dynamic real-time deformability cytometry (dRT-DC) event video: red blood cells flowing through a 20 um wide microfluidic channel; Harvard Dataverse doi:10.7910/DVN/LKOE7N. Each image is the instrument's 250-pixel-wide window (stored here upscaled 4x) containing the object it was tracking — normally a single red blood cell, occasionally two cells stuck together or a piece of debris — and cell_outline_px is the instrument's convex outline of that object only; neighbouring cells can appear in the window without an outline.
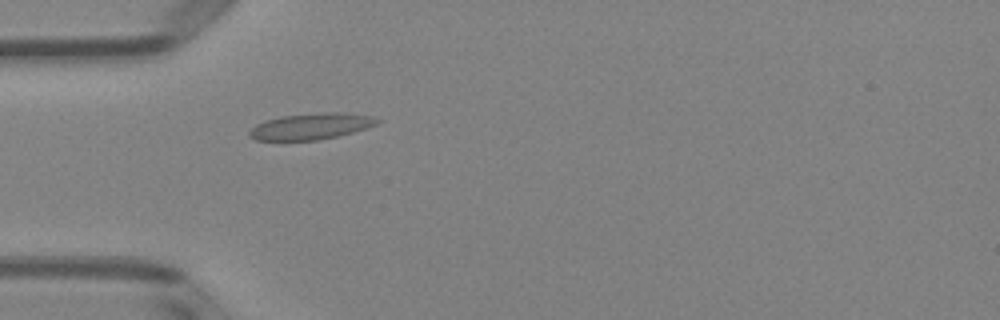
{"species": "Egyptian fruit bat (a non-hibernating species)", "species_latin": "Rousettus aegyptiacus", "temperature_condition": "room temperature", "stored_images_in_passage": 1, "camera_frame_rate_fps": 3000, "um_per_image_px": 0.085, "animal": {"sex": "female"}, "frame": {"image": 1, "passage_image": 1, "time_ms": 0.0, "image_size_px": [1000, 320], "cell_outline_px": [[380, 120], [376, 124], [352, 132], [336, 136], [316, 140], [256, 140], [248, 136], [248, 132], [256, 124], [264, 120], [280, 116], [324, 112], [344, 112], [372, 116]], "centroid_in_image_um": [26.39, 10.73], "position_along_channel_um": 58.6, "area_um2": 19.42}}